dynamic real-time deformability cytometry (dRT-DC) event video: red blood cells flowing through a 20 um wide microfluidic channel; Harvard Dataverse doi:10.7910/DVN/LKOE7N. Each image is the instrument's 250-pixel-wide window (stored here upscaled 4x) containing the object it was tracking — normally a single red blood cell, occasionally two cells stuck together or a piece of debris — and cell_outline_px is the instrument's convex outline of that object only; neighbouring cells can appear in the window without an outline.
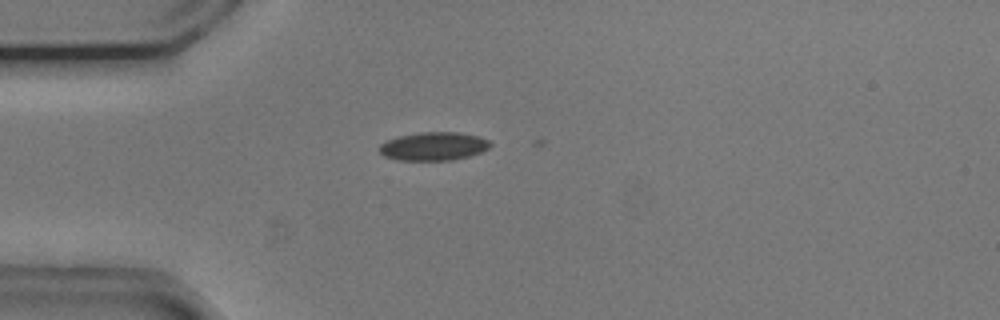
{"species": "common noctule bat (a hibernating species)", "species_latin": "Nyctalus noctula", "temperature_condition": "cold", "stored_images_in_passage": 4, "camera_frame_rate_fps": 3000, "um_per_image_px": 0.085, "animal": {"sex": "male", "body_mass_g": 20.5, "forearm_length_mm": 52.5}, "frame": {"image": 1, "passage_image": 3, "time_ms": 0.667, "image_size_px": [1000, 320], "cell_outline_px": [[492, 144], [488, 148], [480, 152], [468, 156], [452, 160], [396, 160], [384, 156], [376, 148], [384, 140], [396, 136], [420, 132], [460, 132], [480, 136], [488, 140]], "centroid_in_image_um": [36.8, 12.42], "position_along_channel_um": 48.2, "area_um2": 18.61}}